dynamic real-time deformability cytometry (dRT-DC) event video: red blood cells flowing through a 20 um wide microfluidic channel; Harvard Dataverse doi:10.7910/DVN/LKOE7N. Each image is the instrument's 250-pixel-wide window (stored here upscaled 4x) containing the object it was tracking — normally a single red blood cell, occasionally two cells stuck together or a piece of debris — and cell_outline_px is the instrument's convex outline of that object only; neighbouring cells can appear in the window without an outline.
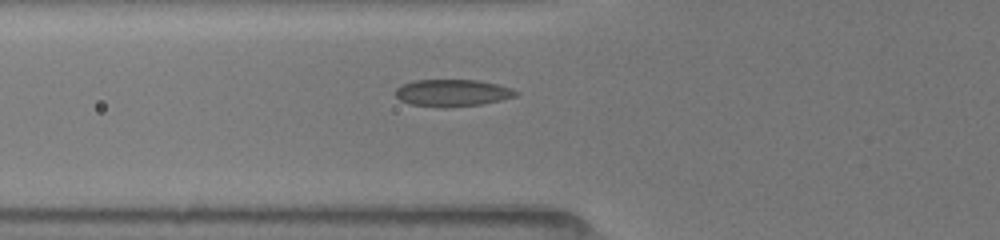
{"species": "common noctule bat (a hibernating species)", "species_latin": "Nyctalus noctula", "temperature_condition": "room temperature", "stored_images_in_passage": 10, "camera_frame_rate_fps": 3000, "um_per_image_px": 0.085, "animal": {"sex": "female", "body_mass_g": 19.5, "forearm_length_mm": 54.1}, "frame": {"image": 1, "passage_image": 2, "time_ms": 0.333, "image_size_px": [1000, 240], "cell_outline_px": [[520, 92], [516, 96], [500, 100], [480, 104], [440, 108], [408, 104], [400, 100], [396, 96], [396, 88], [412, 80], [480, 80], [512, 88]], "centroid_in_image_um": [38.44, 7.9], "position_along_channel_um": 87.4, "area_um2": 19.02}}
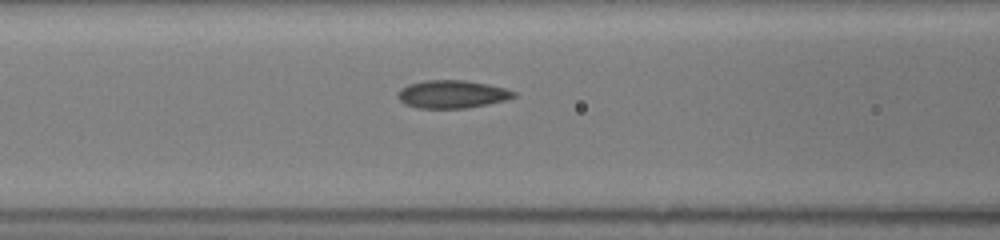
{"frame": {"image": 2, "passage_image": 7, "time_ms": 1.333, "image_size_px": [1000, 240], "cell_outline_px": [[516, 96], [504, 100], [488, 104], [468, 108], [416, 108], [404, 104], [396, 96], [400, 88], [408, 84], [424, 80], [464, 80], [488, 84], [504, 88], [516, 92]], "centroid_in_image_um": [38.38, 8.01], "position_along_channel_um": 128.2, "area_um2": 18.96}}
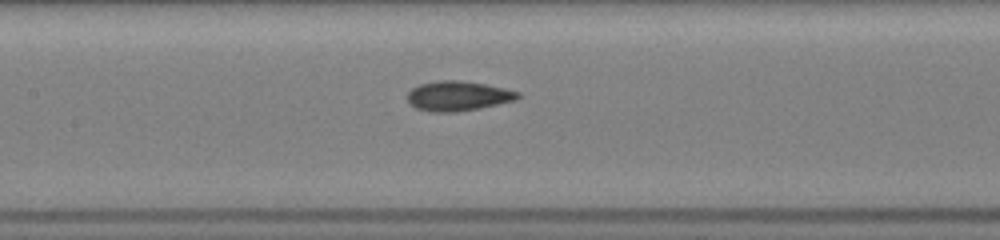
{"frame": {"image": 3, "passage_image": 9, "time_ms": 2.333, "image_size_px": [1000, 240], "cell_outline_px": [[520, 96], [516, 100], [480, 108], [456, 112], [432, 112], [416, 108], [408, 100], [408, 92], [412, 88], [420, 84], [436, 80], [460, 80], [484, 84], [504, 88], [520, 92]], "centroid_in_image_um": [38.94, 8.15], "position_along_channel_um": 168.5, "area_um2": 19.13}}